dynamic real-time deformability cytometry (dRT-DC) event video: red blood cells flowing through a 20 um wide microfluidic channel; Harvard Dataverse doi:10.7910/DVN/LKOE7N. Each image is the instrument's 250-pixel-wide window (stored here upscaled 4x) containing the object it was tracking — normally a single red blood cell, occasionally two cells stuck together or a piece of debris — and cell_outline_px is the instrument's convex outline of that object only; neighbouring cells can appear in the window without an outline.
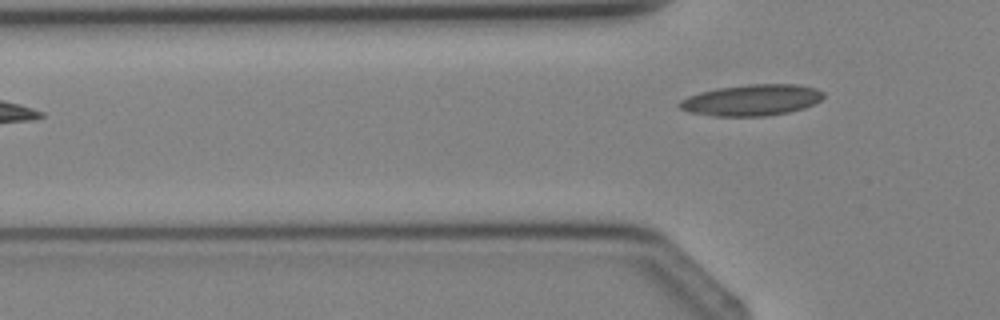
{"species": "Egyptian fruit bat (a non-hibernating species)", "species_latin": "Rousettus aegyptiacus", "temperature_condition": "cold", "stored_images_in_passage": 2, "camera_frame_rate_fps": 3000, "um_per_image_px": 0.085, "animal": {"sex": "female"}, "frame": {"image": 1, "passage_image": 2, "time_ms": 1.333, "image_size_px": [1000, 320], "cell_outline_px": [[824, 96], [820, 100], [804, 108], [788, 112], [768, 116], [712, 116], [688, 112], [680, 108], [676, 104], [680, 100], [688, 96], [700, 92], [716, 88], [748, 84], [796, 84], [816, 88], [824, 92]], "centroid_in_image_um": [63.86, 8.51], "position_along_channel_um": 61.9, "area_um2": 26.36}}